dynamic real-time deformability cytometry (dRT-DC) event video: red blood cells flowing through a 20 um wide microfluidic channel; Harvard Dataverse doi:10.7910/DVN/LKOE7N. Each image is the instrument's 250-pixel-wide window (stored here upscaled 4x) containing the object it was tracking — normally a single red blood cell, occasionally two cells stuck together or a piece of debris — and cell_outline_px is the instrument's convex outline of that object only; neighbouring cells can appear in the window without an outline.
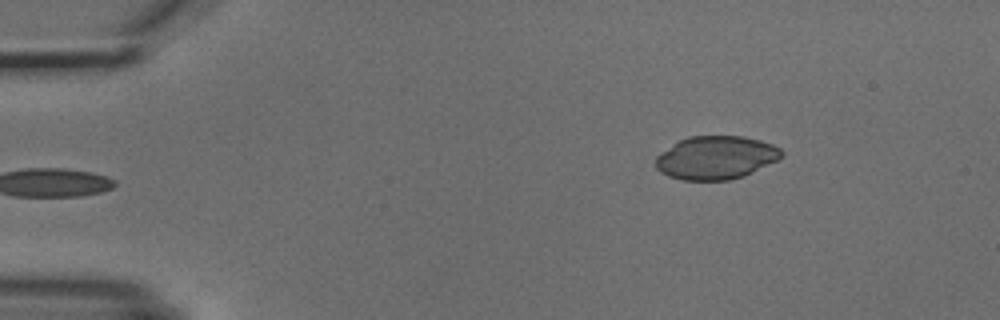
{"species": "common noctule bat (a hibernating species)", "species_latin": "Nyctalus noctula", "temperature_condition": "cold", "stored_images_in_passage": 3, "camera_frame_rate_fps": 3000, "um_per_image_px": 0.085, "animal": {"sex": "male", "body_mass_g": 18.8}, "frame": {"image": 1, "passage_image": 3, "time_ms": 2.0, "image_size_px": [1000, 320], "cell_outline_px": [[784, 156], [744, 176], [728, 180], [680, 180], [668, 176], [660, 172], [656, 168], [656, 156], [680, 140], [688, 136], [744, 136], [760, 140], [772, 144], [780, 148], [784, 152]], "centroid_in_image_um": [60.86, 13.4], "position_along_channel_um": 24.1, "area_um2": 31.67}}